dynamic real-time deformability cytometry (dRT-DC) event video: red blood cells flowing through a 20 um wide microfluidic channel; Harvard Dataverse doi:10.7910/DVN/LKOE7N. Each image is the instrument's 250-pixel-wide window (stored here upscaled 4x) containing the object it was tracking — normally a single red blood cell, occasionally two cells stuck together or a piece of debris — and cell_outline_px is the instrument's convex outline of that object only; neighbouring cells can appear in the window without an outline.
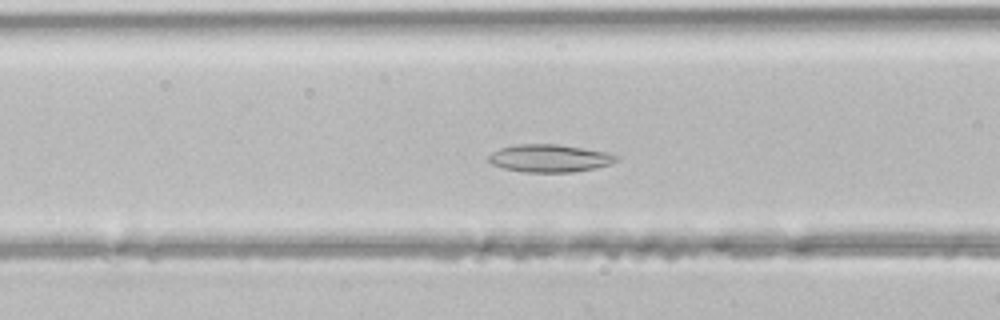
{"species": "common noctule bat (a hibernating species)", "species_latin": "Nyctalus noctula", "temperature_condition": "room temperature", "stored_images_in_passage": 35, "camera_frame_rate_fps": 3000, "um_per_image_px": 0.085, "animal": {"sex": "male", "body_mass_g": 21.5, "forearm_length_mm": 52.0}, "frame": {"image": 1, "passage_image": 5, "time_ms": 1.333, "image_size_px": [1000, 320], "cell_outline_px": [[620, 160], [596, 168], [572, 172], [524, 172], [504, 168], [492, 164], [488, 160], [488, 156], [492, 152], [500, 148], [520, 144], [556, 144], [604, 152], [620, 156]], "centroid_in_image_um": [46.71, 13.46], "position_along_channel_um": 119.9, "area_um2": 20.4}}
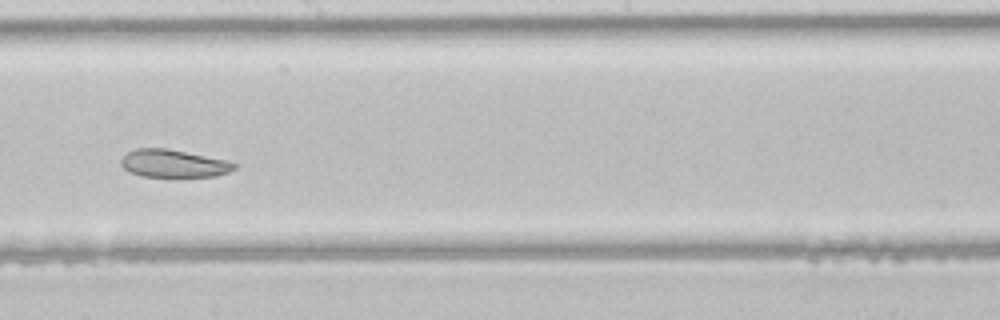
{"frame": {"image": 2, "passage_image": 13, "time_ms": 4.0, "image_size_px": [1000, 320], "cell_outline_px": [[236, 168], [228, 172], [216, 176], [140, 176], [128, 172], [120, 164], [120, 160], [128, 152], [136, 148], [168, 148], [228, 160], [236, 164]], "centroid_in_image_um": [14.74, 13.89], "position_along_channel_um": 233.5, "area_um2": 18.32}}
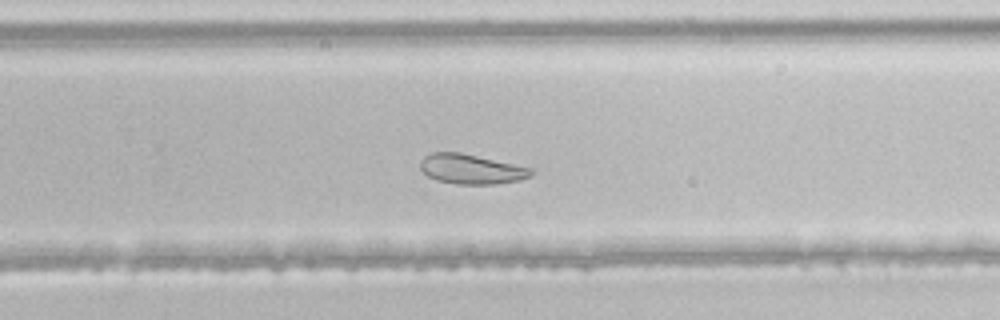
{"frame": {"image": 3, "passage_image": 17, "time_ms": 5.333, "image_size_px": [1000, 320], "cell_outline_px": [[532, 172], [528, 176], [520, 180], [496, 184], [456, 184], [436, 180], [428, 176], [420, 168], [420, 160], [424, 156], [432, 152], [460, 152], [532, 168]], "centroid_in_image_um": [40.01, 14.37], "position_along_channel_um": 289.8, "area_um2": 19.13}}